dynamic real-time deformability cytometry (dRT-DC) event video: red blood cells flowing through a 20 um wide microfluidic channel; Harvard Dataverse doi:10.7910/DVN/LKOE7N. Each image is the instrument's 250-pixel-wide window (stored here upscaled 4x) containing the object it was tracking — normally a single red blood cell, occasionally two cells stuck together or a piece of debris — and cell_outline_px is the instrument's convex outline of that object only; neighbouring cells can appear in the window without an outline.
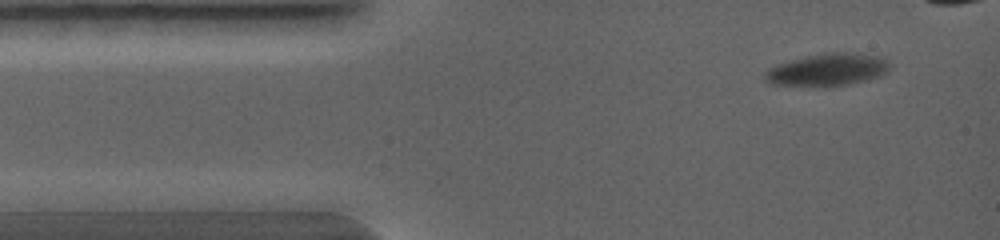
{"species": "common noctule bat (a hibernating species)", "species_latin": "Nyctalus noctula", "temperature_condition": "warm", "stored_images_in_passage": 4, "camera_frame_rate_fps": 5000, "um_per_image_px": 0.085, "animal": {"sex": "female", "body_mass_g": 19.0, "forearm_length_mm": 56.7}, "frame": {"image": 1, "passage_image": 1, "time_ms": 0.0, "image_size_px": [1000, 240], "cell_outline_px": [[892, 64], [888, 72], [880, 76], [848, 84], [824, 88], [772, 84], [764, 80], [764, 72], [768, 68], [776, 64], [824, 52], [844, 52], [876, 56], [888, 60]], "centroid_in_image_um": [70.32, 5.95], "position_along_channel_um": 14.7, "area_um2": 23.93}}
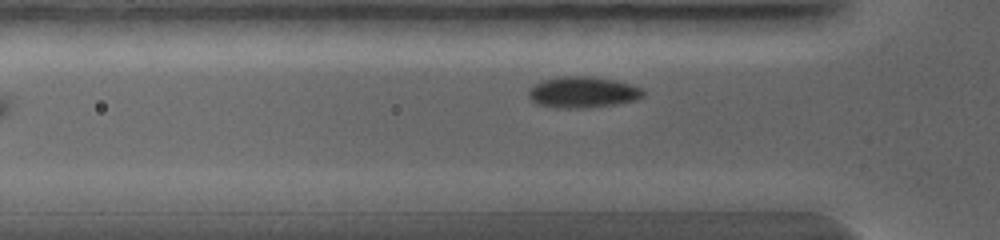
{"frame": {"image": 2, "passage_image": 4, "time_ms": 2.8, "image_size_px": [1000, 240], "cell_outline_px": [[644, 96], [636, 100], [616, 104], [588, 108], [556, 108], [536, 104], [528, 96], [528, 88], [532, 84], [544, 80], [564, 76], [588, 76], [616, 80], [640, 88], [644, 92]], "centroid_in_image_um": [49.49, 7.85], "position_along_channel_um": 76.3, "area_um2": 20.92}}